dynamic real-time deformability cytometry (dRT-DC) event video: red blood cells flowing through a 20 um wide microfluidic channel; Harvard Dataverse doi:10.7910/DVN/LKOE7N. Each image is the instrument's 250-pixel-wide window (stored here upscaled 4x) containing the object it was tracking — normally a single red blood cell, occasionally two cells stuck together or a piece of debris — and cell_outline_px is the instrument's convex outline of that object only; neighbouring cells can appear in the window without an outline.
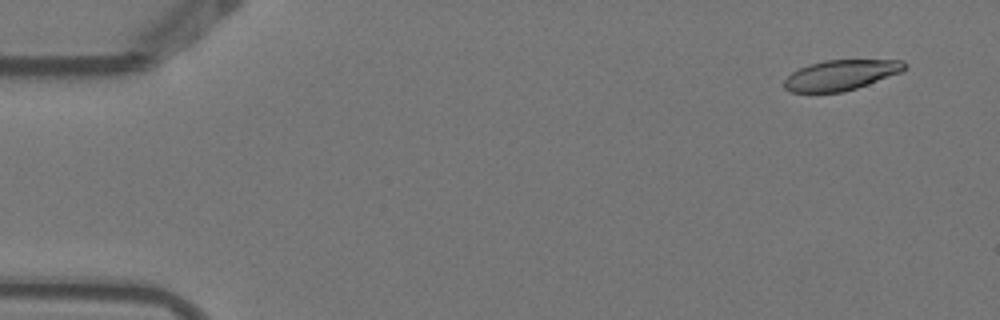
{"species": "Egyptian fruit bat (a non-hibernating species)", "species_latin": "Rousettus aegyptiacus", "temperature_condition": "warm", "stored_images_in_passage": 4, "camera_frame_rate_fps": 3000, "um_per_image_px": 0.085, "animal": {"sex": "female"}, "frame": {"image": 1, "passage_image": 2, "time_ms": 0.333, "image_size_px": [1000, 320], "cell_outline_px": [[908, 68], [900, 72], [868, 84], [844, 92], [792, 92], [784, 88], [784, 80], [792, 72], [808, 64], [824, 60], [904, 60], [908, 64]], "centroid_in_image_um": [71.49, 6.37], "position_along_channel_um": 13.5, "area_um2": 21.21}}